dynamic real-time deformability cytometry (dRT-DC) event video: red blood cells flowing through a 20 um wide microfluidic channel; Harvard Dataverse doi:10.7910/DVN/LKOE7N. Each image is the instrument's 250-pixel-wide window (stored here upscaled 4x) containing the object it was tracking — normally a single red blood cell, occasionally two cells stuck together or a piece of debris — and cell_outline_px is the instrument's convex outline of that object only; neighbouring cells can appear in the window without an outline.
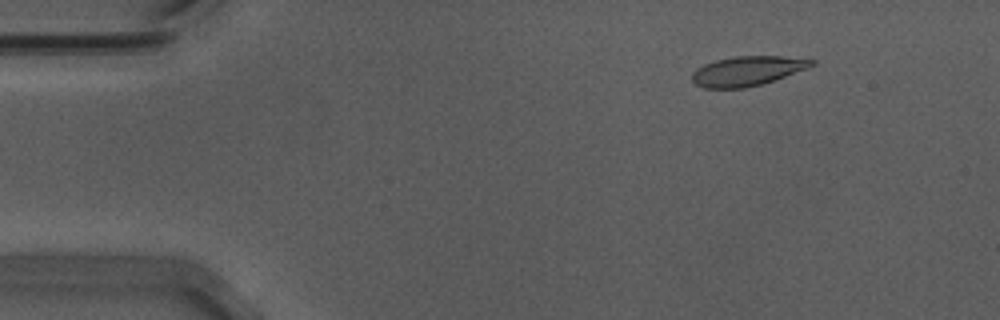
{"species": "Egyptian fruit bat (a non-hibernating species)", "species_latin": "Rousettus aegyptiacus", "temperature_condition": "warm", "stored_images_in_passage": 55, "camera_frame_rate_fps": 3000, "um_per_image_px": 0.085, "animal": {"sex": "male"}, "frame": {"image": 1, "passage_image": 7, "time_ms": 2.0, "image_size_px": [1000, 320], "cell_outline_px": [[816, 64], [808, 68], [776, 80], [764, 84], [744, 88], [704, 88], [696, 84], [692, 80], [692, 72], [696, 68], [704, 64], [716, 60], [736, 56], [780, 56], [816, 60]], "centroid_in_image_um": [63.54, 6.04], "position_along_channel_um": 21.5, "area_um2": 20.75}}
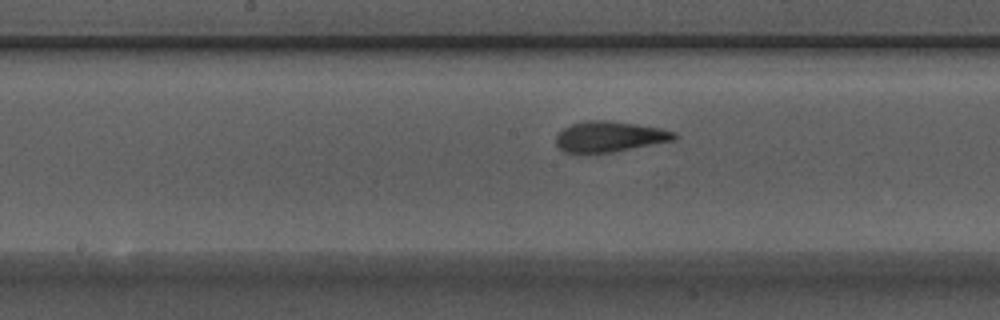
{"frame": {"image": 2, "passage_image": 28, "time_ms": 9.0, "image_size_px": [1000, 320], "cell_outline_px": [[676, 140], [612, 152], [564, 152], [556, 144], [556, 136], [564, 128], [572, 124], [584, 120], [608, 120], [636, 124], [660, 128], [676, 132]], "centroid_in_image_um": [51.83, 11.6], "position_along_channel_um": 196.4, "area_um2": 20.92}}
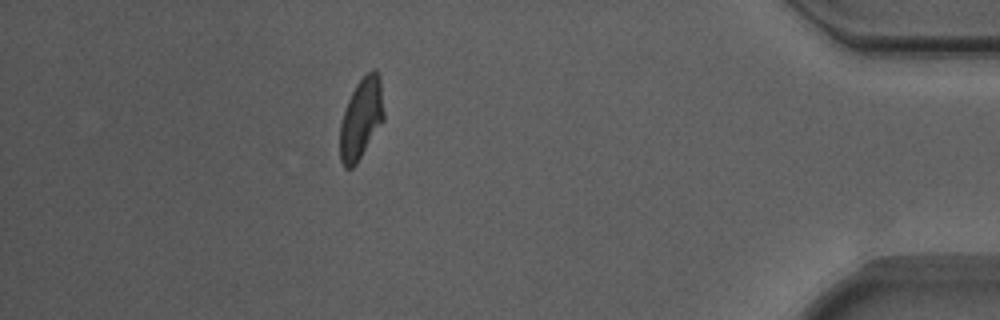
{"frame": {"image": 3, "passage_image": 49, "time_ms": 16.0, "image_size_px": [1000, 320], "cell_outline_px": [[384, 120], [356, 164], [352, 168], [344, 168], [340, 160], [340, 124], [348, 100], [356, 84], [372, 68], [376, 68], [380, 76], [384, 112]], "centroid_in_image_um": [30.71, 10.06], "position_along_channel_um": 404.5, "area_um2": 20.63}, "authors_computed_cell_mechanics": {"area_um2": 20.808, "velocity_mm_per_s": 3.6928, "shape_relaxation_time_tau1_ms": 4.6696, "shape_relaxation_time_tau2_ms": 1.4349, "deformation_change_tau1": 0.2025, "deformation_change_tau2": 0.0875}}